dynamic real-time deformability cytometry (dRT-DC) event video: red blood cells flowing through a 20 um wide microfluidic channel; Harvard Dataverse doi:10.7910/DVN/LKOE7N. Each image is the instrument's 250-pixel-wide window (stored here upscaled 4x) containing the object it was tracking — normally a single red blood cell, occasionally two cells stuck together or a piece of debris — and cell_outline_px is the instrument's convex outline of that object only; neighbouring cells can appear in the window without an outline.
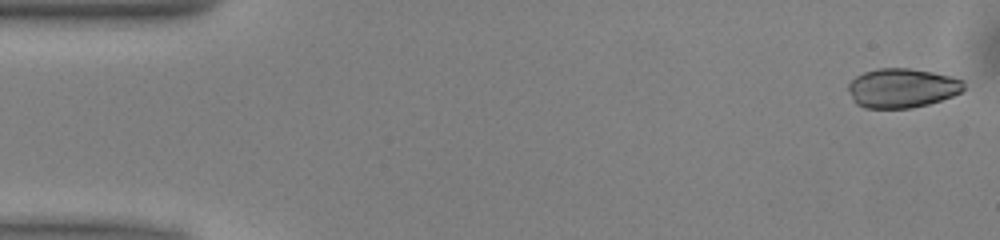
{"species": "common noctule bat (a hibernating species)", "species_latin": "Nyctalus noctula", "temperature_condition": "warm", "stored_images_in_passage": 50, "camera_frame_rate_fps": 3000, "um_per_image_px": 0.085, "animal": {"sex": "male", "body_mass_g": 13.0, "forearm_length_mm": 53.1}, "frame": {"image": 1, "passage_image": 1, "time_ms": 0.0, "image_size_px": [1000, 240], "cell_outline_px": [[964, 88], [960, 92], [952, 96], [928, 104], [912, 108], [864, 108], [856, 104], [852, 100], [848, 88], [848, 84], [856, 76], [864, 72], [876, 68], [908, 68], [932, 72], [964, 80]], "centroid_in_image_um": [76.64, 7.49], "position_along_channel_um": 8.4, "area_um2": 26.47}}
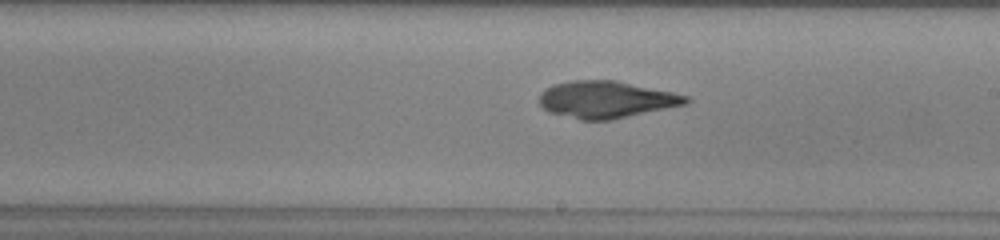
{"frame": {"image": 2, "passage_image": 28, "time_ms": 9.0, "image_size_px": [1000, 240], "cell_outline_px": [[692, 100], [688, 104], [612, 120], [580, 120], [548, 112], [540, 104], [540, 92], [544, 88], [552, 84], [572, 80], [616, 80], [672, 92], [688, 96]], "centroid_in_image_um": [51.53, 8.46], "position_along_channel_um": 237.5, "area_um2": 31.91}}
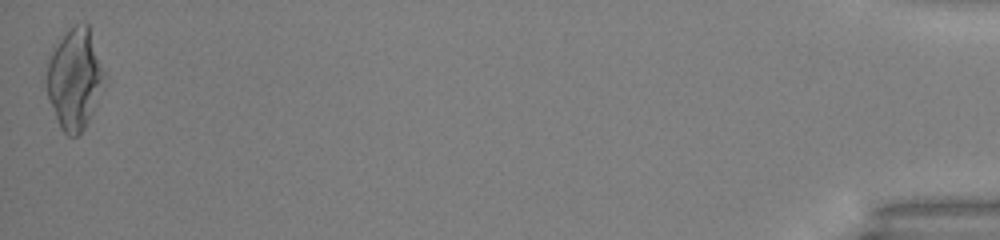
{"frame": {"image": 3, "passage_image": 50, "time_ms": 16.333, "image_size_px": [1000, 240], "cell_outline_px": [[108, 76], [92, 112], [84, 128], [76, 136], [68, 136], [60, 128], [48, 100], [48, 64], [52, 44], [76, 24], [88, 24]], "centroid_in_image_um": [6.37, 6.68], "position_along_channel_um": 428.8, "area_um2": 34.04}}